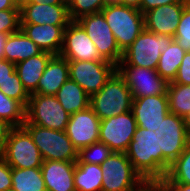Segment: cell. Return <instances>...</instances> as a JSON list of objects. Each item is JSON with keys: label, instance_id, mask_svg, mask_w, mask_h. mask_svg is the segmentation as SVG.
Masks as SVG:
<instances>
[{"label": "cell", "instance_id": "cell-1", "mask_svg": "<svg viewBox=\"0 0 190 191\" xmlns=\"http://www.w3.org/2000/svg\"><path fill=\"white\" fill-rule=\"evenodd\" d=\"M163 134L137 127L125 152L145 182H161L170 166L162 159Z\"/></svg>", "mask_w": 190, "mask_h": 191}, {"label": "cell", "instance_id": "cell-2", "mask_svg": "<svg viewBox=\"0 0 190 191\" xmlns=\"http://www.w3.org/2000/svg\"><path fill=\"white\" fill-rule=\"evenodd\" d=\"M132 103V92L118 71L90 97V107L100 120L131 111Z\"/></svg>", "mask_w": 190, "mask_h": 191}, {"label": "cell", "instance_id": "cell-3", "mask_svg": "<svg viewBox=\"0 0 190 191\" xmlns=\"http://www.w3.org/2000/svg\"><path fill=\"white\" fill-rule=\"evenodd\" d=\"M106 23L115 36L119 49L124 52L145 29L144 15L131 6L106 5L101 10Z\"/></svg>", "mask_w": 190, "mask_h": 191}, {"label": "cell", "instance_id": "cell-4", "mask_svg": "<svg viewBox=\"0 0 190 191\" xmlns=\"http://www.w3.org/2000/svg\"><path fill=\"white\" fill-rule=\"evenodd\" d=\"M173 40L172 36L155 34L144 29L123 52L118 65H132L156 70L161 53Z\"/></svg>", "mask_w": 190, "mask_h": 191}, {"label": "cell", "instance_id": "cell-5", "mask_svg": "<svg viewBox=\"0 0 190 191\" xmlns=\"http://www.w3.org/2000/svg\"><path fill=\"white\" fill-rule=\"evenodd\" d=\"M101 169V191H138L146 183L123 152H112Z\"/></svg>", "mask_w": 190, "mask_h": 191}, {"label": "cell", "instance_id": "cell-6", "mask_svg": "<svg viewBox=\"0 0 190 191\" xmlns=\"http://www.w3.org/2000/svg\"><path fill=\"white\" fill-rule=\"evenodd\" d=\"M22 126L31 135L43 161H77L78 150L74 147L65 131L48 129L34 124H23Z\"/></svg>", "mask_w": 190, "mask_h": 191}, {"label": "cell", "instance_id": "cell-7", "mask_svg": "<svg viewBox=\"0 0 190 191\" xmlns=\"http://www.w3.org/2000/svg\"><path fill=\"white\" fill-rule=\"evenodd\" d=\"M70 114L55 96L31 94L23 124H34L48 129L65 131Z\"/></svg>", "mask_w": 190, "mask_h": 191}, {"label": "cell", "instance_id": "cell-8", "mask_svg": "<svg viewBox=\"0 0 190 191\" xmlns=\"http://www.w3.org/2000/svg\"><path fill=\"white\" fill-rule=\"evenodd\" d=\"M12 168H41L43 159L29 132L13 127L1 153Z\"/></svg>", "mask_w": 190, "mask_h": 191}, {"label": "cell", "instance_id": "cell-9", "mask_svg": "<svg viewBox=\"0 0 190 191\" xmlns=\"http://www.w3.org/2000/svg\"><path fill=\"white\" fill-rule=\"evenodd\" d=\"M69 78L78 83L91 97L98 93L117 71V65L107 60L68 61Z\"/></svg>", "mask_w": 190, "mask_h": 191}, {"label": "cell", "instance_id": "cell-10", "mask_svg": "<svg viewBox=\"0 0 190 191\" xmlns=\"http://www.w3.org/2000/svg\"><path fill=\"white\" fill-rule=\"evenodd\" d=\"M76 21L83 27L93 41L100 56L118 65L123 57V52L119 49L115 36L106 23L104 15L99 12L82 16Z\"/></svg>", "mask_w": 190, "mask_h": 191}, {"label": "cell", "instance_id": "cell-11", "mask_svg": "<svg viewBox=\"0 0 190 191\" xmlns=\"http://www.w3.org/2000/svg\"><path fill=\"white\" fill-rule=\"evenodd\" d=\"M117 71L131 90L133 99L167 94L168 82L154 69L117 65Z\"/></svg>", "mask_w": 190, "mask_h": 191}, {"label": "cell", "instance_id": "cell-12", "mask_svg": "<svg viewBox=\"0 0 190 191\" xmlns=\"http://www.w3.org/2000/svg\"><path fill=\"white\" fill-rule=\"evenodd\" d=\"M137 128L131 111L101 120L99 142L106 144L113 152L125 153Z\"/></svg>", "mask_w": 190, "mask_h": 191}, {"label": "cell", "instance_id": "cell-13", "mask_svg": "<svg viewBox=\"0 0 190 191\" xmlns=\"http://www.w3.org/2000/svg\"><path fill=\"white\" fill-rule=\"evenodd\" d=\"M68 61H98L103 59L93 41L77 21H71L64 30L63 45L59 53Z\"/></svg>", "mask_w": 190, "mask_h": 191}, {"label": "cell", "instance_id": "cell-14", "mask_svg": "<svg viewBox=\"0 0 190 191\" xmlns=\"http://www.w3.org/2000/svg\"><path fill=\"white\" fill-rule=\"evenodd\" d=\"M131 112L136 119L137 127L162 134L161 125L169 113L168 96L167 94H160L135 98Z\"/></svg>", "mask_w": 190, "mask_h": 191}, {"label": "cell", "instance_id": "cell-15", "mask_svg": "<svg viewBox=\"0 0 190 191\" xmlns=\"http://www.w3.org/2000/svg\"><path fill=\"white\" fill-rule=\"evenodd\" d=\"M100 123L101 120L89 106L70 115L65 132L79 151L81 148L99 142Z\"/></svg>", "mask_w": 190, "mask_h": 191}, {"label": "cell", "instance_id": "cell-16", "mask_svg": "<svg viewBox=\"0 0 190 191\" xmlns=\"http://www.w3.org/2000/svg\"><path fill=\"white\" fill-rule=\"evenodd\" d=\"M20 24L68 25L71 22L67 4H41L26 1L19 5Z\"/></svg>", "mask_w": 190, "mask_h": 191}, {"label": "cell", "instance_id": "cell-17", "mask_svg": "<svg viewBox=\"0 0 190 191\" xmlns=\"http://www.w3.org/2000/svg\"><path fill=\"white\" fill-rule=\"evenodd\" d=\"M185 0L179 3L158 6L144 14L145 29L155 34L174 37L181 19Z\"/></svg>", "mask_w": 190, "mask_h": 191}, {"label": "cell", "instance_id": "cell-18", "mask_svg": "<svg viewBox=\"0 0 190 191\" xmlns=\"http://www.w3.org/2000/svg\"><path fill=\"white\" fill-rule=\"evenodd\" d=\"M76 162L43 161L42 176L47 191H76L74 172Z\"/></svg>", "mask_w": 190, "mask_h": 191}, {"label": "cell", "instance_id": "cell-19", "mask_svg": "<svg viewBox=\"0 0 190 191\" xmlns=\"http://www.w3.org/2000/svg\"><path fill=\"white\" fill-rule=\"evenodd\" d=\"M68 25L20 24V29L40 49L59 55L64 38V30Z\"/></svg>", "mask_w": 190, "mask_h": 191}, {"label": "cell", "instance_id": "cell-20", "mask_svg": "<svg viewBox=\"0 0 190 191\" xmlns=\"http://www.w3.org/2000/svg\"><path fill=\"white\" fill-rule=\"evenodd\" d=\"M69 79L68 60L60 55H53L36 88V94L55 96L60 87Z\"/></svg>", "mask_w": 190, "mask_h": 191}, {"label": "cell", "instance_id": "cell-21", "mask_svg": "<svg viewBox=\"0 0 190 191\" xmlns=\"http://www.w3.org/2000/svg\"><path fill=\"white\" fill-rule=\"evenodd\" d=\"M52 56V53L43 51L37 56L30 57L15 64V70L19 79L29 95L36 94L39 79Z\"/></svg>", "mask_w": 190, "mask_h": 191}, {"label": "cell", "instance_id": "cell-22", "mask_svg": "<svg viewBox=\"0 0 190 191\" xmlns=\"http://www.w3.org/2000/svg\"><path fill=\"white\" fill-rule=\"evenodd\" d=\"M42 52L43 50L28 38L21 29L7 35L4 46V59L9 62L17 64Z\"/></svg>", "mask_w": 190, "mask_h": 191}, {"label": "cell", "instance_id": "cell-23", "mask_svg": "<svg viewBox=\"0 0 190 191\" xmlns=\"http://www.w3.org/2000/svg\"><path fill=\"white\" fill-rule=\"evenodd\" d=\"M55 97L70 115L90 106V96L70 78L60 87Z\"/></svg>", "mask_w": 190, "mask_h": 191}, {"label": "cell", "instance_id": "cell-24", "mask_svg": "<svg viewBox=\"0 0 190 191\" xmlns=\"http://www.w3.org/2000/svg\"><path fill=\"white\" fill-rule=\"evenodd\" d=\"M102 179L101 165L76 162L74 172L76 191H101Z\"/></svg>", "mask_w": 190, "mask_h": 191}, {"label": "cell", "instance_id": "cell-25", "mask_svg": "<svg viewBox=\"0 0 190 191\" xmlns=\"http://www.w3.org/2000/svg\"><path fill=\"white\" fill-rule=\"evenodd\" d=\"M185 53L186 51L175 40L161 53L156 71L168 83L175 79Z\"/></svg>", "mask_w": 190, "mask_h": 191}, {"label": "cell", "instance_id": "cell-26", "mask_svg": "<svg viewBox=\"0 0 190 191\" xmlns=\"http://www.w3.org/2000/svg\"><path fill=\"white\" fill-rule=\"evenodd\" d=\"M11 177L15 191H47L40 168H12Z\"/></svg>", "mask_w": 190, "mask_h": 191}, {"label": "cell", "instance_id": "cell-27", "mask_svg": "<svg viewBox=\"0 0 190 191\" xmlns=\"http://www.w3.org/2000/svg\"><path fill=\"white\" fill-rule=\"evenodd\" d=\"M167 96L169 112L183 118L190 110V85L169 82Z\"/></svg>", "mask_w": 190, "mask_h": 191}, {"label": "cell", "instance_id": "cell-28", "mask_svg": "<svg viewBox=\"0 0 190 191\" xmlns=\"http://www.w3.org/2000/svg\"><path fill=\"white\" fill-rule=\"evenodd\" d=\"M161 182L190 184V143L170 165L165 178Z\"/></svg>", "mask_w": 190, "mask_h": 191}, {"label": "cell", "instance_id": "cell-29", "mask_svg": "<svg viewBox=\"0 0 190 191\" xmlns=\"http://www.w3.org/2000/svg\"><path fill=\"white\" fill-rule=\"evenodd\" d=\"M0 118L13 127H20L26 120V107L20 101L7 97L0 90Z\"/></svg>", "mask_w": 190, "mask_h": 191}, {"label": "cell", "instance_id": "cell-30", "mask_svg": "<svg viewBox=\"0 0 190 191\" xmlns=\"http://www.w3.org/2000/svg\"><path fill=\"white\" fill-rule=\"evenodd\" d=\"M190 143L188 134H164L162 137V159L170 166Z\"/></svg>", "mask_w": 190, "mask_h": 191}, {"label": "cell", "instance_id": "cell-31", "mask_svg": "<svg viewBox=\"0 0 190 191\" xmlns=\"http://www.w3.org/2000/svg\"><path fill=\"white\" fill-rule=\"evenodd\" d=\"M67 6L71 21H76L82 16L101 12L105 0H69Z\"/></svg>", "mask_w": 190, "mask_h": 191}, {"label": "cell", "instance_id": "cell-32", "mask_svg": "<svg viewBox=\"0 0 190 191\" xmlns=\"http://www.w3.org/2000/svg\"><path fill=\"white\" fill-rule=\"evenodd\" d=\"M112 152L113 151L104 143H93L78 151V159L76 162L101 165Z\"/></svg>", "mask_w": 190, "mask_h": 191}, {"label": "cell", "instance_id": "cell-33", "mask_svg": "<svg viewBox=\"0 0 190 191\" xmlns=\"http://www.w3.org/2000/svg\"><path fill=\"white\" fill-rule=\"evenodd\" d=\"M0 90L7 97L20 101L25 107H27L30 95L23 87L16 71L9 77L4 85L0 86Z\"/></svg>", "mask_w": 190, "mask_h": 191}, {"label": "cell", "instance_id": "cell-34", "mask_svg": "<svg viewBox=\"0 0 190 191\" xmlns=\"http://www.w3.org/2000/svg\"><path fill=\"white\" fill-rule=\"evenodd\" d=\"M174 40L186 51L190 52V5L187 4L182 12L181 19Z\"/></svg>", "mask_w": 190, "mask_h": 191}, {"label": "cell", "instance_id": "cell-35", "mask_svg": "<svg viewBox=\"0 0 190 191\" xmlns=\"http://www.w3.org/2000/svg\"><path fill=\"white\" fill-rule=\"evenodd\" d=\"M20 29V9L0 11V34H13Z\"/></svg>", "mask_w": 190, "mask_h": 191}, {"label": "cell", "instance_id": "cell-36", "mask_svg": "<svg viewBox=\"0 0 190 191\" xmlns=\"http://www.w3.org/2000/svg\"><path fill=\"white\" fill-rule=\"evenodd\" d=\"M162 134H188L184 126L183 118L174 113H168L161 125Z\"/></svg>", "mask_w": 190, "mask_h": 191}, {"label": "cell", "instance_id": "cell-37", "mask_svg": "<svg viewBox=\"0 0 190 191\" xmlns=\"http://www.w3.org/2000/svg\"><path fill=\"white\" fill-rule=\"evenodd\" d=\"M12 167L6 162L4 156L0 154V191L12 189Z\"/></svg>", "mask_w": 190, "mask_h": 191}, {"label": "cell", "instance_id": "cell-38", "mask_svg": "<svg viewBox=\"0 0 190 191\" xmlns=\"http://www.w3.org/2000/svg\"><path fill=\"white\" fill-rule=\"evenodd\" d=\"M172 82L176 84L190 85V52L185 53L176 77Z\"/></svg>", "mask_w": 190, "mask_h": 191}, {"label": "cell", "instance_id": "cell-39", "mask_svg": "<svg viewBox=\"0 0 190 191\" xmlns=\"http://www.w3.org/2000/svg\"><path fill=\"white\" fill-rule=\"evenodd\" d=\"M181 1L182 0H143L139 10L144 15L149 10L157 8L158 6L179 3Z\"/></svg>", "mask_w": 190, "mask_h": 191}, {"label": "cell", "instance_id": "cell-40", "mask_svg": "<svg viewBox=\"0 0 190 191\" xmlns=\"http://www.w3.org/2000/svg\"><path fill=\"white\" fill-rule=\"evenodd\" d=\"M15 64L6 59H0V86L15 72Z\"/></svg>", "mask_w": 190, "mask_h": 191}, {"label": "cell", "instance_id": "cell-41", "mask_svg": "<svg viewBox=\"0 0 190 191\" xmlns=\"http://www.w3.org/2000/svg\"><path fill=\"white\" fill-rule=\"evenodd\" d=\"M13 126L6 120L0 118V154L3 152L6 140Z\"/></svg>", "mask_w": 190, "mask_h": 191}, {"label": "cell", "instance_id": "cell-42", "mask_svg": "<svg viewBox=\"0 0 190 191\" xmlns=\"http://www.w3.org/2000/svg\"><path fill=\"white\" fill-rule=\"evenodd\" d=\"M138 191H168L162 182H146Z\"/></svg>", "mask_w": 190, "mask_h": 191}, {"label": "cell", "instance_id": "cell-43", "mask_svg": "<svg viewBox=\"0 0 190 191\" xmlns=\"http://www.w3.org/2000/svg\"><path fill=\"white\" fill-rule=\"evenodd\" d=\"M168 191H190V184L163 183Z\"/></svg>", "mask_w": 190, "mask_h": 191}, {"label": "cell", "instance_id": "cell-44", "mask_svg": "<svg viewBox=\"0 0 190 191\" xmlns=\"http://www.w3.org/2000/svg\"><path fill=\"white\" fill-rule=\"evenodd\" d=\"M9 9H20L16 0H0V11Z\"/></svg>", "mask_w": 190, "mask_h": 191}, {"label": "cell", "instance_id": "cell-45", "mask_svg": "<svg viewBox=\"0 0 190 191\" xmlns=\"http://www.w3.org/2000/svg\"><path fill=\"white\" fill-rule=\"evenodd\" d=\"M30 1V2H36L41 3L43 5L50 4V5H56V4H67L64 0H16L18 5H21L22 3Z\"/></svg>", "mask_w": 190, "mask_h": 191}, {"label": "cell", "instance_id": "cell-46", "mask_svg": "<svg viewBox=\"0 0 190 191\" xmlns=\"http://www.w3.org/2000/svg\"><path fill=\"white\" fill-rule=\"evenodd\" d=\"M142 1L143 0H121V4L139 9Z\"/></svg>", "mask_w": 190, "mask_h": 191}, {"label": "cell", "instance_id": "cell-47", "mask_svg": "<svg viewBox=\"0 0 190 191\" xmlns=\"http://www.w3.org/2000/svg\"><path fill=\"white\" fill-rule=\"evenodd\" d=\"M6 38V34H0V59H4V46Z\"/></svg>", "mask_w": 190, "mask_h": 191}, {"label": "cell", "instance_id": "cell-48", "mask_svg": "<svg viewBox=\"0 0 190 191\" xmlns=\"http://www.w3.org/2000/svg\"><path fill=\"white\" fill-rule=\"evenodd\" d=\"M184 126L186 128V131L188 133V136L190 138V110L189 112L183 117Z\"/></svg>", "mask_w": 190, "mask_h": 191}, {"label": "cell", "instance_id": "cell-49", "mask_svg": "<svg viewBox=\"0 0 190 191\" xmlns=\"http://www.w3.org/2000/svg\"><path fill=\"white\" fill-rule=\"evenodd\" d=\"M111 4H121V0H105V6Z\"/></svg>", "mask_w": 190, "mask_h": 191}]
</instances>
